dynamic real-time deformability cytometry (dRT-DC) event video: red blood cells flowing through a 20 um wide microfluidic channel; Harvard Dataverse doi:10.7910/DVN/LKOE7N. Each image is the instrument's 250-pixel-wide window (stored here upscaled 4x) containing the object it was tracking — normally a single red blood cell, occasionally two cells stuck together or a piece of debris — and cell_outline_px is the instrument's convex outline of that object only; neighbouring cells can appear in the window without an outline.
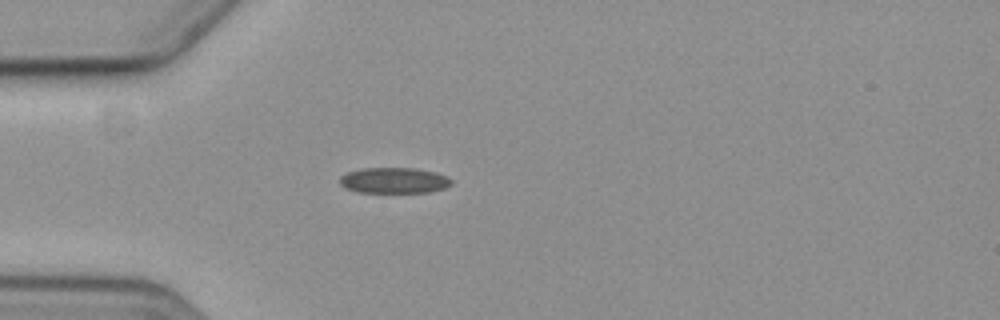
{"species": "common noctule bat (a hibernating species)", "species_latin": "Nyctalus noctula", "temperature_condition": "cold", "stored_images_in_passage": 1, "camera_frame_rate_fps": 3000, "um_per_image_px": 0.085, "animal": {"sex": "female", "body_mass_g": 19.3, "forearm_length_mm": 54.1}, "frame": {"image": 1, "passage_image": 1, "time_ms": 0.0, "image_size_px": [1000, 320], "cell_outline_px": [[452, 184], [444, 188], [428, 192], [356, 192], [344, 188], [340, 184], [340, 176], [348, 172], [360, 168], [416, 168], [436, 172], [448, 176], [452, 180]], "centroid_in_image_um": [33.49, 15.33], "position_along_channel_um": 51.5, "area_um2": 16.88}}